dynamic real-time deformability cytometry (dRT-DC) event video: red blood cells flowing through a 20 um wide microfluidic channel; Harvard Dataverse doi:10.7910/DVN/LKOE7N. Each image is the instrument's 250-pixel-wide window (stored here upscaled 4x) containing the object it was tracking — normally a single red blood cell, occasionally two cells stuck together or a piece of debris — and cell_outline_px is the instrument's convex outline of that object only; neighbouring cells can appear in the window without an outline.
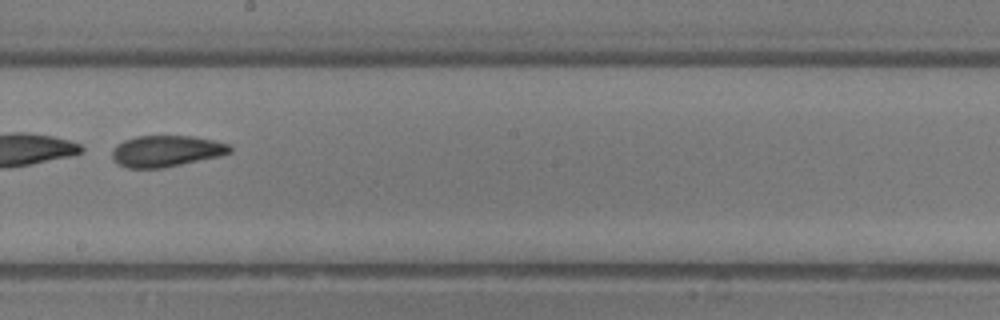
{"species": "common noctule bat (a hibernating species)", "species_latin": "Nyctalus noctula", "temperature_condition": "room temperature", "stored_images_in_passage": 6, "camera_frame_rate_fps": 3000, "um_per_image_px": 0.085, "animal": {"sex": "male", "body_mass_g": 13.3}, "frame": {"image": 1, "passage_image": 6, "time_ms": 5.667, "image_size_px": [1000, 320], "cell_outline_px": [[232, 152], [220, 156], [164, 168], [128, 168], [116, 164], [112, 160], [112, 148], [116, 144], [124, 140], [136, 136], [192, 136], [212, 140], [228, 144], [232, 148]], "centroid_in_image_um": [14.09, 12.85], "position_along_channel_um": 234.1, "area_um2": 21.68}}